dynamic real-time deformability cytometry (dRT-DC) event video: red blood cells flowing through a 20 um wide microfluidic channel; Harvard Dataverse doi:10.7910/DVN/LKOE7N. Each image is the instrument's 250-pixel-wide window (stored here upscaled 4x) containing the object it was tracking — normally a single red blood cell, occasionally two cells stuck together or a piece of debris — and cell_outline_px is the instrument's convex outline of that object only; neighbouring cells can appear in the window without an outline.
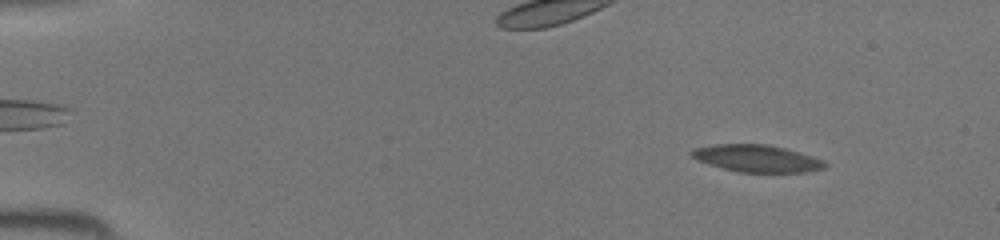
{"species": "common noctule bat (a hibernating species)", "species_latin": "Nyctalus noctula", "temperature_condition": "room temperature", "stored_images_in_passage": 47, "camera_frame_rate_fps": 3000, "um_per_image_px": 0.085, "animal": {"sex": "female", "body_mass_g": 19.5, "forearm_length_mm": 54.1}, "frame": {"image": 1, "passage_image": 5, "time_ms": 1.333, "image_size_px": [1000, 240], "cell_outline_px": [[828, 164], [824, 168], [804, 172], [740, 172], [708, 164], [696, 160], [688, 152], [696, 148], [716, 144], [768, 144], [784, 148], [812, 156], [824, 160]], "centroid_in_image_um": [64.33, 13.46], "position_along_channel_um": 20.7, "area_um2": 20.92}}
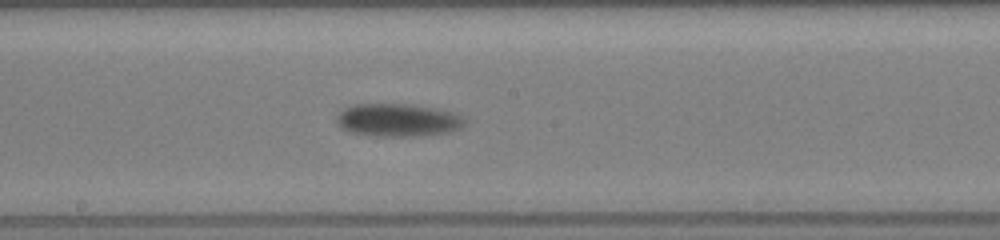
{"frame": {"image": 2, "passage_image": 26, "time_ms": 8.333, "image_size_px": [1000, 240], "cell_outline_px": [[464, 124], [460, 128], [448, 132], [420, 136], [380, 136], [352, 132], [344, 128], [336, 120], [336, 116], [344, 108], [352, 104], [404, 104], [432, 108], [452, 112], [464, 116]], "centroid_in_image_um": [33.83, 10.2], "position_along_channel_um": 214.4, "area_um2": 24.22}}
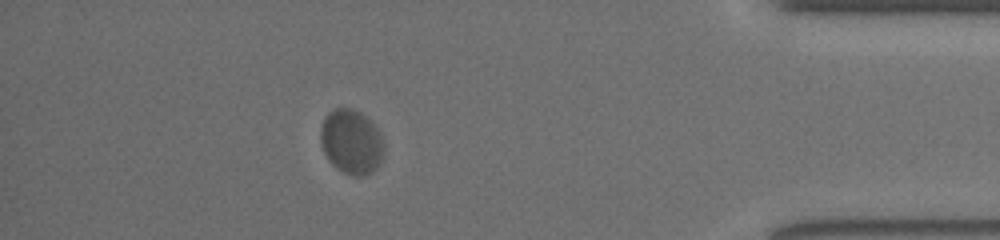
{"frame": {"image": 3, "passage_image": 42, "time_ms": 13.667, "image_size_px": [1000, 240], "cell_outline_px": [[384, 152], [380, 164], [372, 172], [360, 176], [352, 176], [336, 168], [328, 160], [324, 152], [320, 140], [320, 128], [324, 116], [332, 108], [352, 108], [360, 112], [376, 128], [384, 144]], "centroid_in_image_um": [29.84, 12.05], "position_along_channel_um": 405.4, "area_um2": 23.93}}